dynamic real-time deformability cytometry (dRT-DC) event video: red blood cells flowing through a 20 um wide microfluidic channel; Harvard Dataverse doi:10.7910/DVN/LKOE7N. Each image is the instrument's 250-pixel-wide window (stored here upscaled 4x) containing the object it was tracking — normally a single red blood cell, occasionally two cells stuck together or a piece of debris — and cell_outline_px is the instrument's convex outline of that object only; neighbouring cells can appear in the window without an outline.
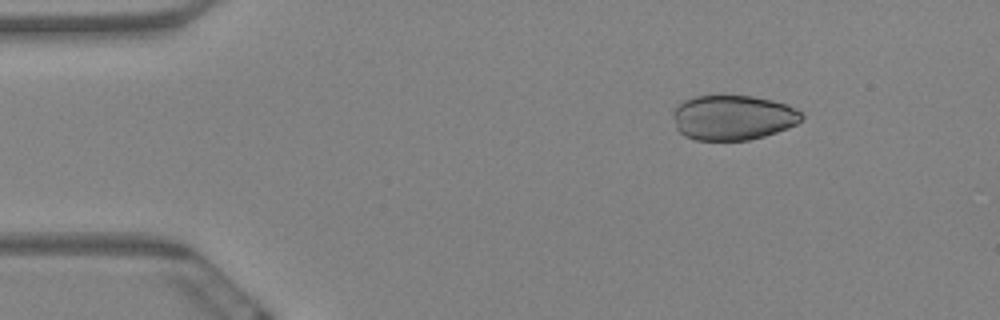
{"species": "Egyptian fruit bat (a non-hibernating species)", "species_latin": "Rousettus aegyptiacus", "temperature_condition": "warm", "stored_images_in_passage": 6, "camera_frame_rate_fps": 3000, "um_per_image_px": 0.085, "animal": {"sex": "female"}, "frame": {"image": 1, "passage_image": 2, "time_ms": 0.333, "image_size_px": [1000, 320], "cell_outline_px": [[804, 116], [796, 124], [788, 128], [764, 136], [748, 140], [696, 140], [684, 136], [676, 128], [672, 116], [672, 112], [684, 100], [692, 96], [720, 92], [752, 96], [772, 100], [788, 104], [800, 112]], "centroid_in_image_um": [62.26, 9.94], "position_along_channel_um": 22.7, "area_um2": 34.56}}
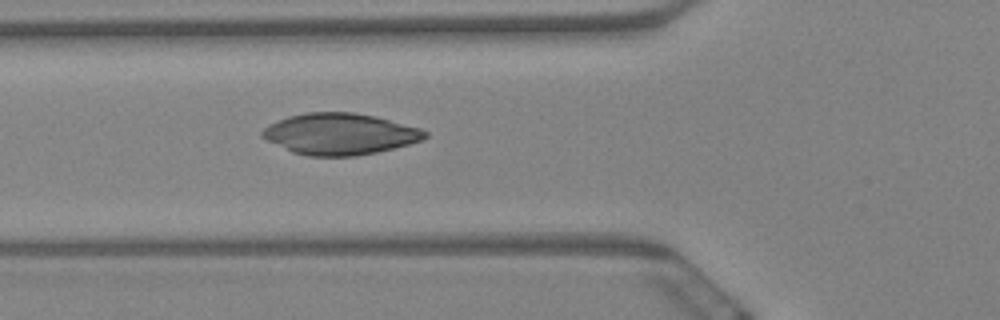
{"frame": {"image": 2, "passage_image": 6, "time_ms": 1.667, "image_size_px": [1000, 320], "cell_outline_px": [[428, 136], [424, 140], [376, 152], [356, 156], [308, 156], [292, 152], [260, 136], [260, 132], [268, 124], [288, 116], [304, 112], [352, 112], [376, 116], [420, 128], [428, 132]], "centroid_in_image_um": [28.88, 11.38], "position_along_channel_um": 96.9, "area_um2": 39.25}}